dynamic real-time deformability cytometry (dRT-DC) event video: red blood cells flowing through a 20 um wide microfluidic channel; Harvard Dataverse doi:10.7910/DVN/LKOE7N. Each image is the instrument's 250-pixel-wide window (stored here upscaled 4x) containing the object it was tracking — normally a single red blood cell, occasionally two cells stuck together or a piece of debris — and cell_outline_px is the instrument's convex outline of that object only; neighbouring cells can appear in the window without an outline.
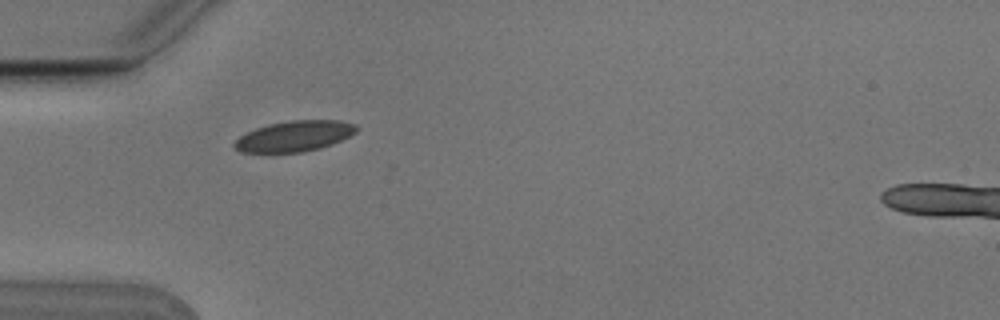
{"species": "Egyptian fruit bat (a non-hibernating species)", "species_latin": "Rousettus aegyptiacus", "temperature_condition": "cold", "stored_images_in_passage": 8, "camera_frame_rate_fps": 3000, "um_per_image_px": 0.085, "animal": {"sex": "male"}, "frame": {"image": 1, "passage_image": 2, "time_ms": 0.333, "image_size_px": [1000, 320], "cell_outline_px": [[360, 128], [356, 132], [332, 144], [320, 148], [304, 152], [240, 152], [232, 144], [240, 136], [256, 128], [272, 124], [292, 120], [336, 120], [356, 124]], "centroid_in_image_um": [25.05, 11.57], "position_along_channel_um": 59.9, "area_um2": 21.56}}
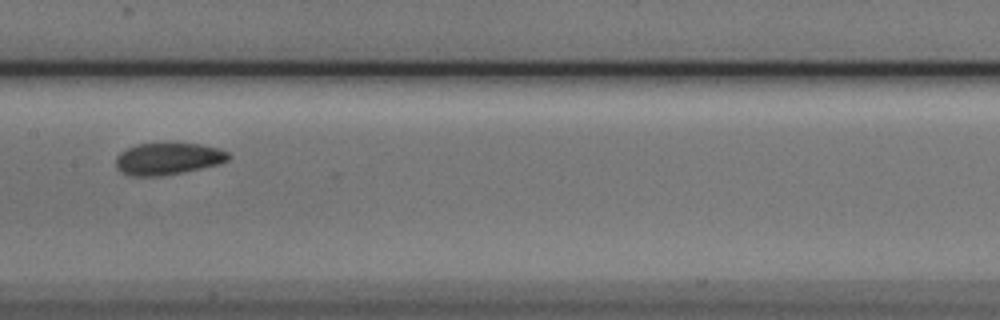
{"frame": {"image": 2, "passage_image": 5, "time_ms": 1.333, "image_size_px": [1000, 320], "cell_outline_px": [[232, 156], [228, 160], [220, 164], [184, 172], [164, 176], [128, 176], [120, 172], [116, 168], [116, 156], [120, 152], [136, 144], [172, 140], [200, 144], [220, 148], [228, 152]], "centroid_in_image_um": [14.29, 13.45], "position_along_channel_um": 193.1, "area_um2": 22.08}}
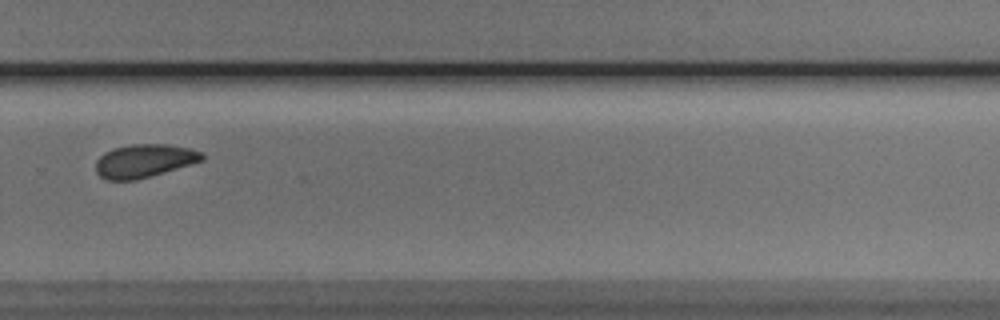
{"frame": {"image": 3, "passage_image": 8, "time_ms": 2.333, "image_size_px": [1000, 320], "cell_outline_px": [[204, 160], [136, 180], [108, 180], [100, 176], [96, 172], [96, 160], [104, 152], [112, 148], [132, 144], [168, 144], [188, 148], [200, 152], [204, 156]], "centroid_in_image_um": [12.22, 13.66], "position_along_channel_um": 317.6, "area_um2": 20.46}}